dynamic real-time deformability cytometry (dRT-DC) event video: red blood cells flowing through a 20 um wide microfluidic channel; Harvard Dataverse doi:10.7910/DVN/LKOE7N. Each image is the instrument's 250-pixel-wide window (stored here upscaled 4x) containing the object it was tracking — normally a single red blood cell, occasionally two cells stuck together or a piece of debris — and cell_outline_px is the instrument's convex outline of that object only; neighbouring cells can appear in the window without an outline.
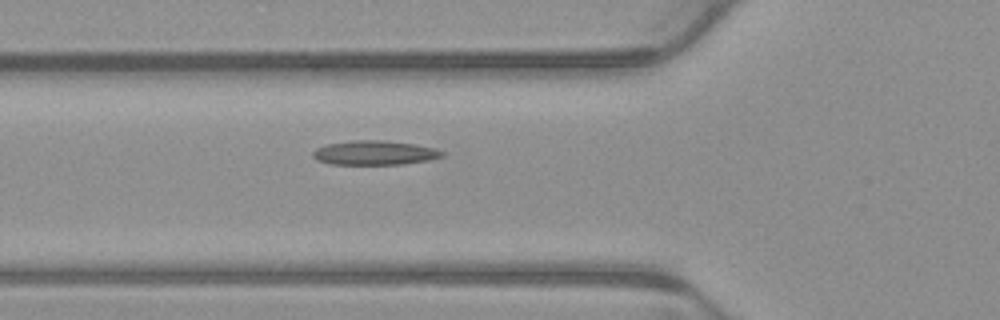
{"species": "common noctule bat (a hibernating species)", "species_latin": "Nyctalus noctula", "temperature_condition": "warm", "stored_images_in_passage": 4, "camera_frame_rate_fps": 3000, "um_per_image_px": 0.085, "animal": {"sex": "male", "body_mass_g": 23.1, "forearm_length_mm": 52.7}, "frame": {"image": 1, "passage_image": 4, "time_ms": 1.0, "image_size_px": [1000, 320], "cell_outline_px": [[444, 156], [428, 160], [404, 164], [332, 164], [316, 160], [312, 156], [312, 152], [316, 148], [328, 144], [352, 140], [384, 140], [416, 144], [436, 148], [444, 152]], "centroid_in_image_um": [31.85, 12.98], "position_along_channel_um": 93.9, "area_um2": 18.38}}